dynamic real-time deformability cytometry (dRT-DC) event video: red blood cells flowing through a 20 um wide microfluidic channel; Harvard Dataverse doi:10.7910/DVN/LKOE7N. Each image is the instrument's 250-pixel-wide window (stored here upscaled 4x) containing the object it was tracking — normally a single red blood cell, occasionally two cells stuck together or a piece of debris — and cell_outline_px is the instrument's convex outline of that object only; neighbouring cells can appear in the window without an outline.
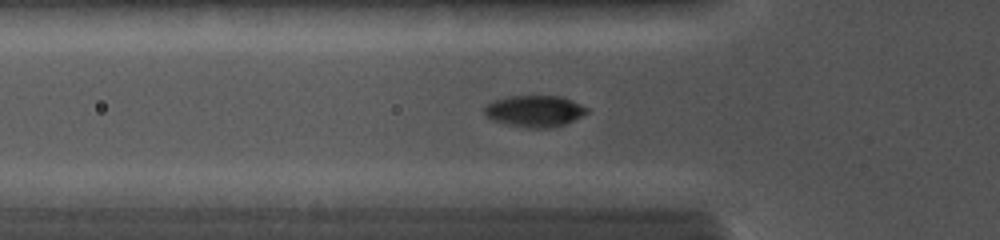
{"species": "common noctule bat (a hibernating species)", "species_latin": "Nyctalus noctula", "temperature_condition": "cold", "stored_images_in_passage": 19, "camera_frame_rate_fps": 5000, "um_per_image_px": 0.085, "animal": {"sex": "female", "body_mass_g": 19.0, "forearm_length_mm": 56.7}, "frame": {"image": 1, "passage_image": 8, "time_ms": 3.8, "image_size_px": [1000, 240], "cell_outline_px": [[588, 112], [564, 124], [552, 128], [528, 128], [508, 124], [492, 120], [484, 112], [484, 108], [492, 100], [508, 96], [560, 96], [572, 100], [588, 108]], "centroid_in_image_um": [45.43, 9.44], "position_along_channel_um": 80.4, "area_um2": 18.67}}
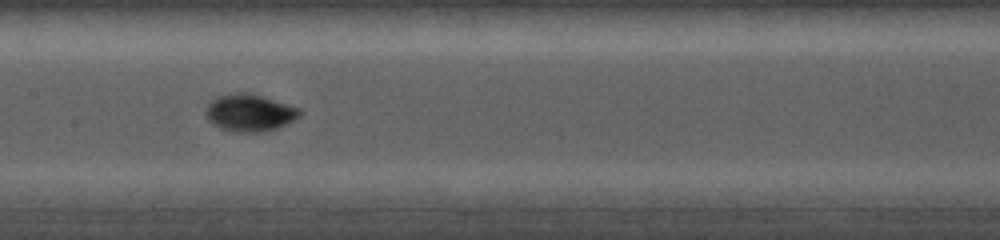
{"frame": {"image": 2, "passage_image": 13, "time_ms": 6.2, "image_size_px": [1000, 240], "cell_outline_px": [[304, 112], [300, 116], [276, 128], [260, 132], [240, 132], [220, 128], [212, 124], [208, 120], [208, 104], [216, 96], [236, 92], [248, 92], [264, 96], [300, 108]], "centroid_in_image_um": [21.25, 9.56], "position_along_channel_um": 186.2, "area_um2": 20.23}}
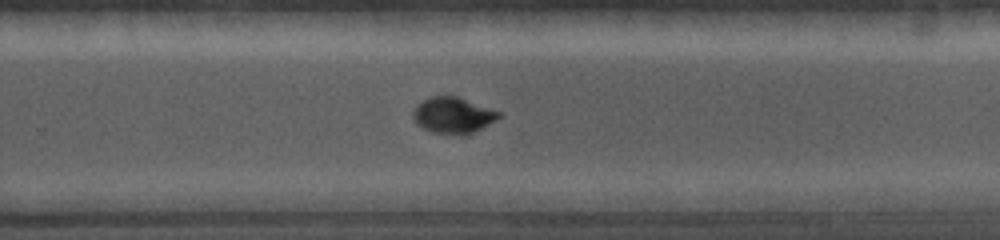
{"frame": {"image": 3, "passage_image": 18, "time_ms": 8.6, "image_size_px": [1000, 240], "cell_outline_px": [[504, 112], [496, 120], [464, 136], [460, 136], [432, 132], [424, 128], [412, 116], [412, 112], [416, 104], [432, 96], [456, 96]], "centroid_in_image_um": [38.54, 9.8], "position_along_channel_um": 291.3, "area_um2": 18.03}}